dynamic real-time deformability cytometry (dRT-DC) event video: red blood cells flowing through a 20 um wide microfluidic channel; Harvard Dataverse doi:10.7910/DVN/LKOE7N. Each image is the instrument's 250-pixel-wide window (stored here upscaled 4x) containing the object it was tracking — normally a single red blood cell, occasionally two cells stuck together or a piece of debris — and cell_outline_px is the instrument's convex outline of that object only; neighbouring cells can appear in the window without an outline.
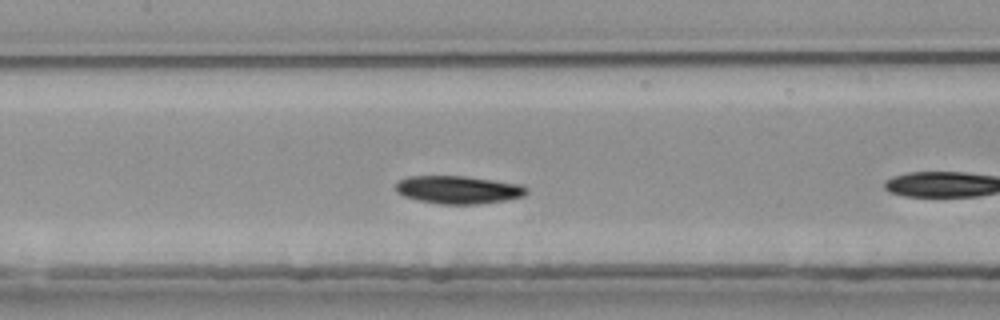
{"species": "common noctule bat (a hibernating species)", "species_latin": "Nyctalus noctula", "temperature_condition": "room temperature", "stored_images_in_passage": 33, "camera_frame_rate_fps": 3000, "um_per_image_px": 0.085, "animal": {"sex": "female", "body_mass_g": 25.1}, "frame": {"image": 1, "passage_image": 10, "time_ms": 3.0, "image_size_px": [1000, 320], "cell_outline_px": [[528, 192], [524, 196], [504, 200], [476, 204], [440, 204], [420, 200], [404, 196], [396, 192], [396, 180], [408, 176], [464, 176], [520, 184], [528, 188]], "centroid_in_image_um": [38.93, 16.12], "position_along_channel_um": 168.5, "area_um2": 21.21}, "authors_computed_cell_mechanics": {"area_um2": 21.1548, "velocity_mm_per_s": 3.7412, "shape_relaxation_time_tau1_ms": 2.3682, "shape_relaxation_time_tau2_ms": 4.9679, "deformation_change_tau1": 0.0878, "deformation_change_tau2": 0.0942}}